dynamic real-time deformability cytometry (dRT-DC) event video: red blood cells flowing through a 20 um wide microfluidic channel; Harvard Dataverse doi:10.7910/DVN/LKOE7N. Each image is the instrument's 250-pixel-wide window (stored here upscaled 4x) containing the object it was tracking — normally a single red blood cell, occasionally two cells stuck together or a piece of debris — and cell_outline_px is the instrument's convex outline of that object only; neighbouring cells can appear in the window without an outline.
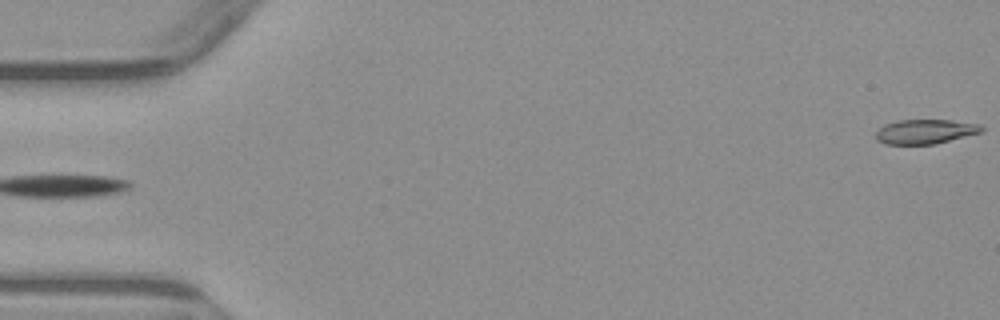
{"species": "common noctule bat (a hibernating species)", "species_latin": "Nyctalus noctula", "temperature_condition": "warm", "stored_images_in_passage": 3, "segment_of_instrument_passage": [2, 2], "camera_frame_rate_fps": 3000, "um_per_image_px": 0.085, "animal": {"sex": "male", "body_mass_g": 23.1, "forearm_length_mm": 52.7}, "frame": {"image": 1, "passage_image": 3, "time_ms": 2.333, "image_size_px": [1000, 320], "cell_outline_px": [[984, 128], [980, 132], [936, 144], [884, 144], [876, 140], [876, 132], [884, 124], [900, 120], [952, 120], [980, 124]], "centroid_in_image_um": [78.62, 11.18], "position_along_channel_um": 6.4, "area_um2": 15.03}}